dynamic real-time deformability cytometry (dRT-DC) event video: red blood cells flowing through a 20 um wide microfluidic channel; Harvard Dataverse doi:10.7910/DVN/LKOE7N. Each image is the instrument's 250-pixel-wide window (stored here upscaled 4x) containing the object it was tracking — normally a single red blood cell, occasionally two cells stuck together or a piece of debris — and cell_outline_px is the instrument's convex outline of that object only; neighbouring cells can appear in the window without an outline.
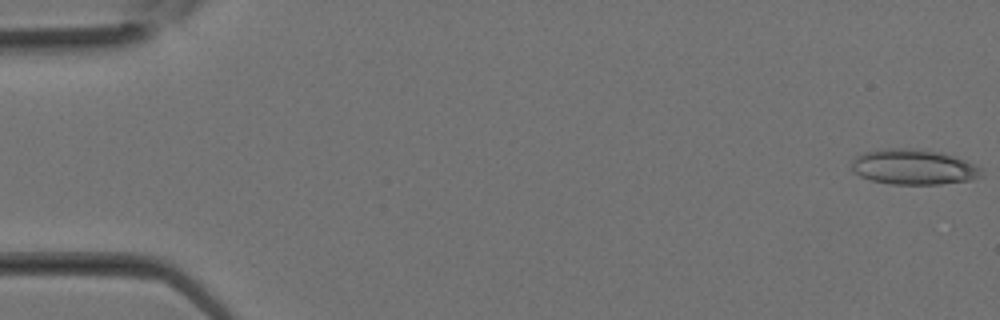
{"species": "Egyptian fruit bat (a non-hibernating species)", "species_latin": "Rousettus aegyptiacus", "temperature_condition": "room temperature", "stored_images_in_passage": 11, "camera_frame_rate_fps": 3000, "um_per_image_px": 0.085, "animal": {"sex": "female"}, "frame": {"image": 1, "passage_image": 1, "time_ms": 0.0, "image_size_px": [1000, 320], "cell_outline_px": [[984, 176], [972, 180], [940, 184], [888, 184], [872, 180], [860, 176], [852, 168], [852, 160], [856, 156], [864, 152], [880, 148], [908, 148], [944, 152], [956, 156], [980, 168], [984, 172]], "centroid_in_image_um": [77.68, 14.19], "position_along_channel_um": 7.3, "area_um2": 26.93}}
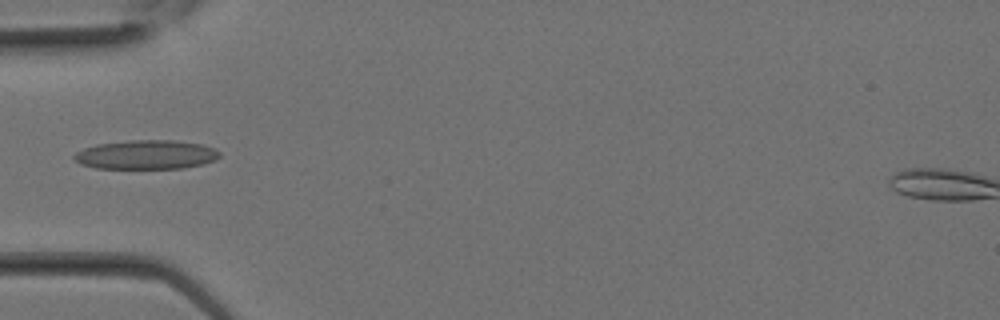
{"frame": {"image": 2, "passage_image": 10, "time_ms": 3.0, "image_size_px": [1000, 320], "cell_outline_px": [[220, 156], [216, 160], [204, 164], [184, 168], [96, 168], [80, 164], [72, 160], [72, 156], [76, 152], [84, 148], [96, 144], [132, 140], [172, 140], [200, 144], [212, 148], [220, 152]], "centroid_in_image_um": [12.39, 13.15], "position_along_channel_um": 72.6, "area_um2": 24.74}}